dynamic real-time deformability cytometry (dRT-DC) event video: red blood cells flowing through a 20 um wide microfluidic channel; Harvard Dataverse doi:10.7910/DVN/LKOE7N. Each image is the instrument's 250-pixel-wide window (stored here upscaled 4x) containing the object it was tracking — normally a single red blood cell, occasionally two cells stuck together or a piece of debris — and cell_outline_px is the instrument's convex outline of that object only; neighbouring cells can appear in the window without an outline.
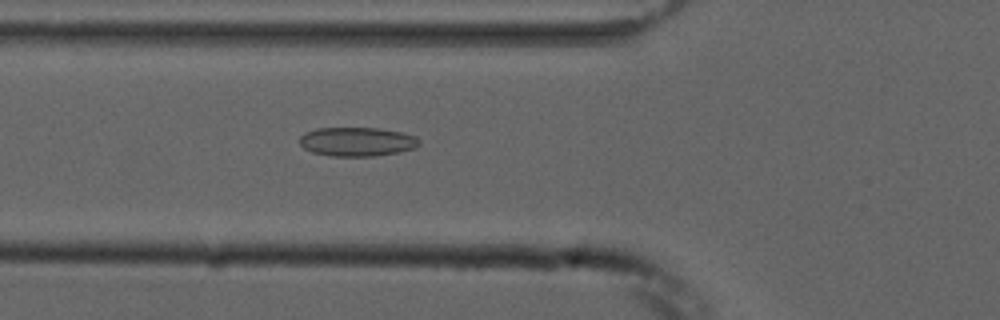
{"species": "common noctule bat (a hibernating species)", "species_latin": "Nyctalus noctula", "temperature_condition": "cold", "stored_images_in_passage": 2, "camera_frame_rate_fps": 3000, "um_per_image_px": 0.085, "animal": {"sex": "male", "forearm_length_mm": 52.5}, "frame": {"image": 1, "passage_image": 2, "time_ms": 1.0, "image_size_px": [1000, 320], "cell_outline_px": [[420, 144], [416, 148], [400, 152], [372, 156], [332, 156], [312, 152], [304, 148], [300, 144], [300, 136], [304, 132], [316, 128], [376, 128], [400, 132], [416, 136], [420, 140]], "centroid_in_image_um": [30.35, 12.04], "position_along_channel_um": 95.4, "area_um2": 20.29}}